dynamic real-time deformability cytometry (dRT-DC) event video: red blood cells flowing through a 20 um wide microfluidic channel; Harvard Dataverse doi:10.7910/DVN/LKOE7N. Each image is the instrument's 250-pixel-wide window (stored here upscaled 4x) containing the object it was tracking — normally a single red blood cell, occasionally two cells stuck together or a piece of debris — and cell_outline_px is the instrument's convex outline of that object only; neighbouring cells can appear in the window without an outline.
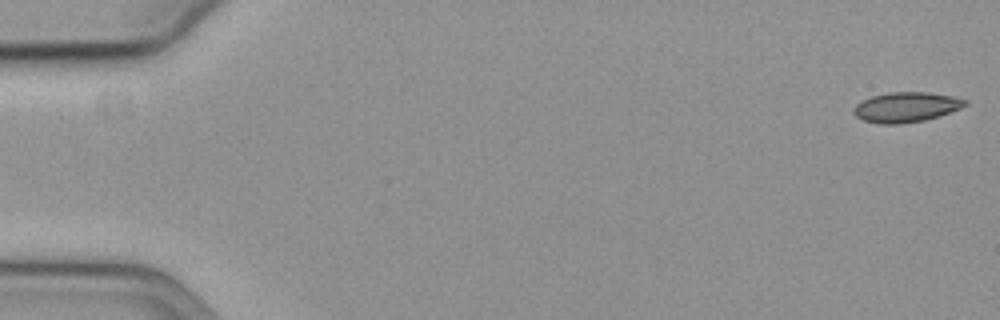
{"species": "common noctule bat (a hibernating species)", "species_latin": "Nyctalus noctula", "temperature_condition": "cold", "stored_images_in_passage": 58, "camera_frame_rate_fps": 3000, "um_per_image_px": 0.085, "animal": {"sex": "female", "body_mass_g": 19.3, "forearm_length_mm": 54.1}, "frame": {"image": 1, "passage_image": 1, "time_ms": 0.0, "image_size_px": [1000, 320], "cell_outline_px": [[968, 104], [960, 108], [924, 120], [900, 124], [880, 124], [864, 120], [856, 116], [852, 112], [856, 104], [872, 96], [888, 92], [928, 92], [952, 96], [968, 100]], "centroid_in_image_um": [77.01, 9.1], "position_along_channel_um": 8.0, "area_um2": 19.31}}
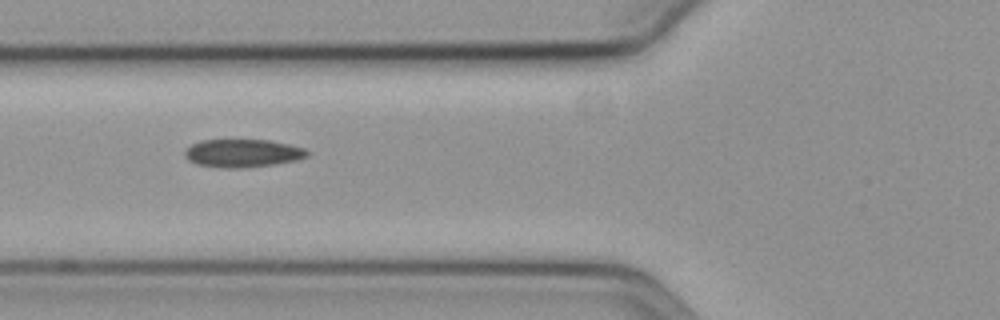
{"frame": {"image": 2, "passage_image": 22, "time_ms": 7.0, "image_size_px": [1000, 320], "cell_outline_px": [[308, 156], [296, 160], [248, 168], [220, 168], [196, 164], [188, 160], [184, 156], [184, 152], [192, 144], [200, 140], [268, 140], [288, 144], [304, 148], [308, 152]], "centroid_in_image_um": [20.59, 13.03], "position_along_channel_um": 105.2, "area_um2": 20.0}}
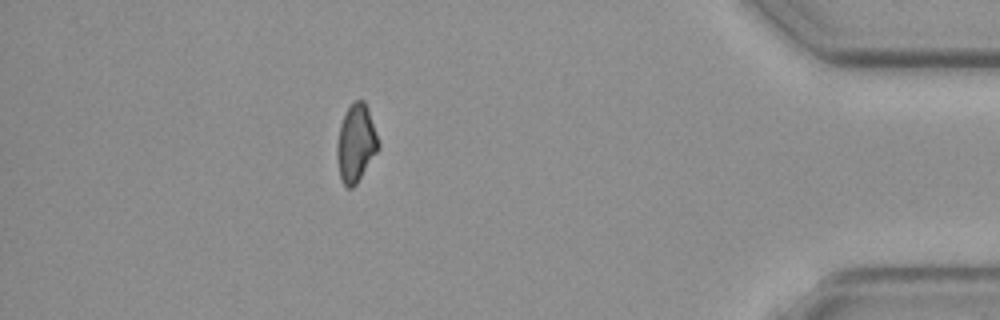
{"frame": {"image": 3, "passage_image": 51, "time_ms": 16.667, "image_size_px": [1000, 320], "cell_outline_px": [[380, 148], [356, 184], [352, 188], [348, 188], [344, 184], [340, 176], [336, 156], [336, 144], [340, 124], [348, 108], [356, 100], [364, 100], [380, 144]], "centroid_in_image_um": [30.24, 12.2], "position_along_channel_um": 405.0, "area_um2": 18.5}, "authors_computed_cell_mechanics": {"area_um2": 19.6809, "velocity_mm_per_s": 3.6022, "shape_relaxation_time_tau1_ms": 10.3561, "shape_relaxation_time_tau2_ms": null, "deformation_change_tau1": 0.1572, "deformation_change_tau2": null}}